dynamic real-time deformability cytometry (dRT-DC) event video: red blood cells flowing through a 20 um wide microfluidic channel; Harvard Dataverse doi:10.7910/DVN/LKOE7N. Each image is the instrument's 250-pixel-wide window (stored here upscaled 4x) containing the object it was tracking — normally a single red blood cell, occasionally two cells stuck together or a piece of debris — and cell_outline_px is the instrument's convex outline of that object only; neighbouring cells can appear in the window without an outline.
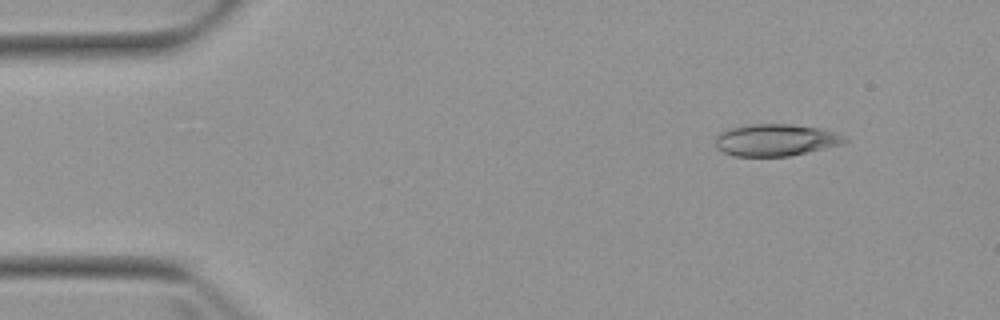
{"species": "Egyptian fruit bat (a non-hibernating species)", "species_latin": "Rousettus aegyptiacus", "temperature_condition": "warm", "stored_images_in_passage": 3, "camera_frame_rate_fps": 3000, "um_per_image_px": 0.085, "animal": {"sex": "female"}, "frame": {"image": 1, "passage_image": 1, "time_ms": 0.0, "image_size_px": [1000, 320], "cell_outline_px": [[848, 140], [840, 144], [808, 152], [788, 156], [732, 156], [716, 148], [716, 136], [720, 132], [732, 128], [748, 124], [792, 124], [820, 128], [836, 132]], "centroid_in_image_um": [65.9, 11.9], "position_along_channel_um": 19.1, "area_um2": 23.93}}